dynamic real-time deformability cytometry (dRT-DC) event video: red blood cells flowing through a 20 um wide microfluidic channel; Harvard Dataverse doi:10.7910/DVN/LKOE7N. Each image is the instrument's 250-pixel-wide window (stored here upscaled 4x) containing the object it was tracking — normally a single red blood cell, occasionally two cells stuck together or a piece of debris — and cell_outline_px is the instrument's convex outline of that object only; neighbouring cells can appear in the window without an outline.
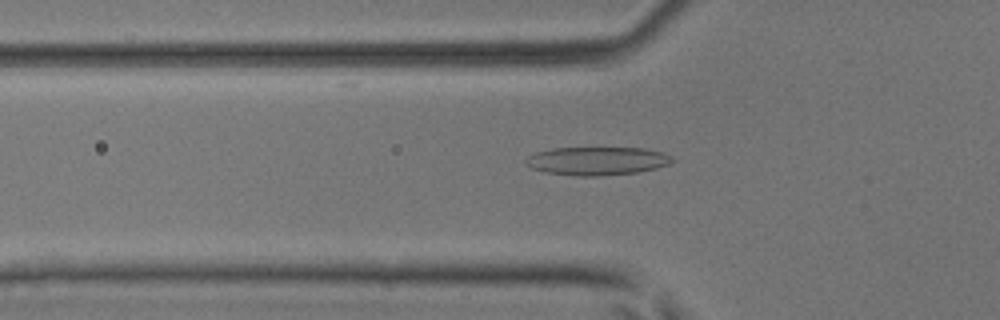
{"species": "common noctule bat (a hibernating species)", "species_latin": "Nyctalus noctula", "temperature_condition": "room temperature", "stored_images_in_passage": 49, "camera_frame_rate_fps": 3000, "um_per_image_px": 0.085, "animal": {"sex": "male", "body_mass_g": 17.9, "forearm_length_mm": 54.2}, "frame": {"image": 1, "passage_image": 17, "time_ms": 5.333, "image_size_px": [1000, 320], "cell_outline_px": [[676, 160], [668, 164], [656, 168], [636, 172], [596, 176], [580, 176], [544, 172], [532, 168], [524, 164], [524, 160], [528, 156], [536, 152], [552, 148], [644, 148], [664, 152], [672, 156]], "centroid_in_image_um": [50.75, 13.67], "position_along_channel_um": 75.1, "area_um2": 24.22}}
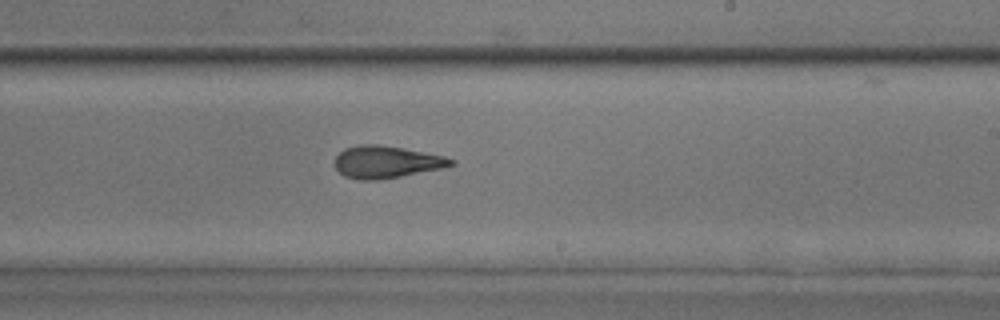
{"frame": {"image": 2, "passage_image": 30, "time_ms": 9.667, "image_size_px": [1000, 320], "cell_outline_px": [[456, 164], [444, 168], [400, 176], [376, 180], [360, 180], [344, 176], [336, 168], [336, 156], [344, 148], [360, 144], [380, 144], [404, 148], [444, 156], [456, 160]], "centroid_in_image_um": [32.87, 13.76], "position_along_channel_um": 256.1, "area_um2": 21.85}}
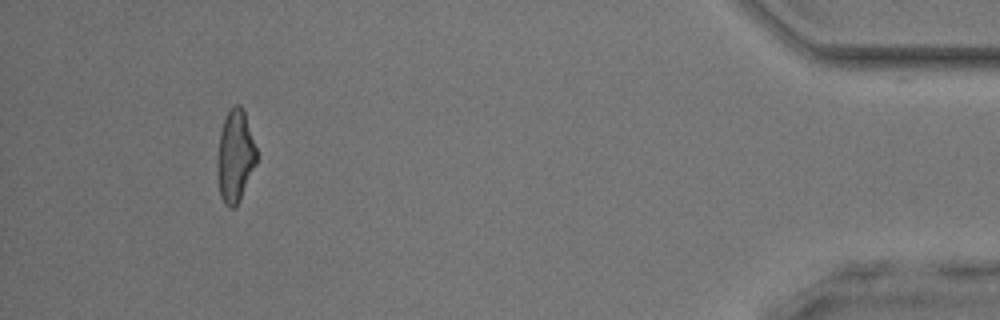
{"frame": {"image": 3, "passage_image": 46, "time_ms": 15.0, "image_size_px": [1000, 320], "cell_outline_px": [[256, 164], [236, 204], [232, 208], [228, 208], [224, 204], [220, 196], [216, 172], [216, 156], [220, 132], [224, 120], [228, 112], [236, 104], [240, 104], [244, 112], [256, 148]], "centroid_in_image_um": [19.94, 13.28], "position_along_channel_um": 415.3, "area_um2": 20.81}, "authors_computed_cell_mechanics": {"area_um2": 21.8484, "velocity_mm_per_s": 4.1822, "shape_relaxation_time_tau1_ms": 9.9726, "shape_relaxation_time_tau2_ms": 2.1385, "deformation_change_tau1": 0.2858, "deformation_change_tau2": 0.1044}}